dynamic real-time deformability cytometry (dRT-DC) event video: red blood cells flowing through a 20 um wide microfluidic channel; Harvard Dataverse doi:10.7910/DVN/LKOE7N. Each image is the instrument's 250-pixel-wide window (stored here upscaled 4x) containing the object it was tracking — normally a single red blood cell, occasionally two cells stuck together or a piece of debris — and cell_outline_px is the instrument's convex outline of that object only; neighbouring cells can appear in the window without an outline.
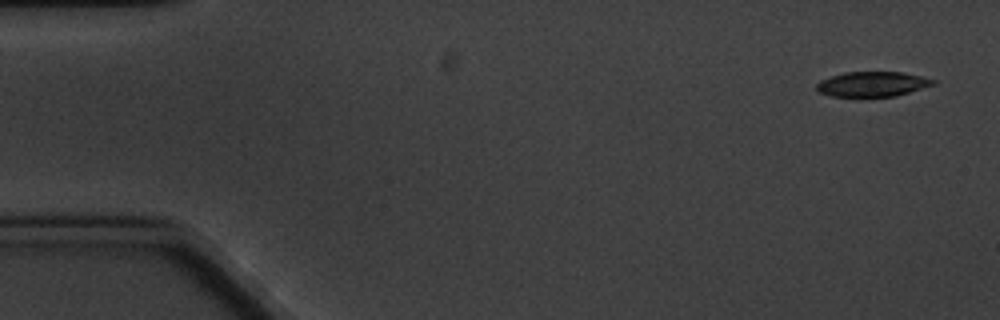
{"species": "common noctule bat (a hibernating species)", "species_latin": "Nyctalus noctula", "temperature_condition": "cold", "stored_images_in_passage": 5, "camera_frame_rate_fps": 3000, "um_per_image_px": 0.085, "animal": {"sex": "male", "body_mass_g": 20.1, "forearm_length_mm": 53.5}, "frame": {"image": 1, "passage_image": 1, "time_ms": 0.0, "image_size_px": [1000, 320], "cell_outline_px": [[936, 84], [896, 96], [832, 96], [820, 92], [816, 88], [816, 84], [820, 80], [844, 72], [900, 72], [920, 76], [936, 80]], "centroid_in_image_um": [74.16, 7.14], "position_along_channel_um": 10.8, "area_um2": 16.76}}
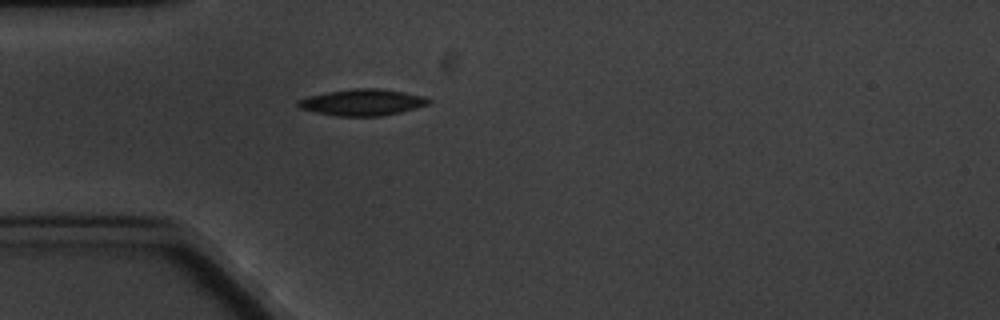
{"frame": {"image": 2, "passage_image": 5, "time_ms": 4.667, "image_size_px": [1000, 320], "cell_outline_px": [[432, 100], [428, 104], [400, 112], [380, 116], [336, 116], [312, 112], [300, 108], [296, 104], [296, 100], [308, 96], [324, 92], [356, 88], [380, 88], [404, 92], [424, 96]], "centroid_in_image_um": [30.75, 8.69], "position_along_channel_um": 54.3, "area_um2": 20.23}}